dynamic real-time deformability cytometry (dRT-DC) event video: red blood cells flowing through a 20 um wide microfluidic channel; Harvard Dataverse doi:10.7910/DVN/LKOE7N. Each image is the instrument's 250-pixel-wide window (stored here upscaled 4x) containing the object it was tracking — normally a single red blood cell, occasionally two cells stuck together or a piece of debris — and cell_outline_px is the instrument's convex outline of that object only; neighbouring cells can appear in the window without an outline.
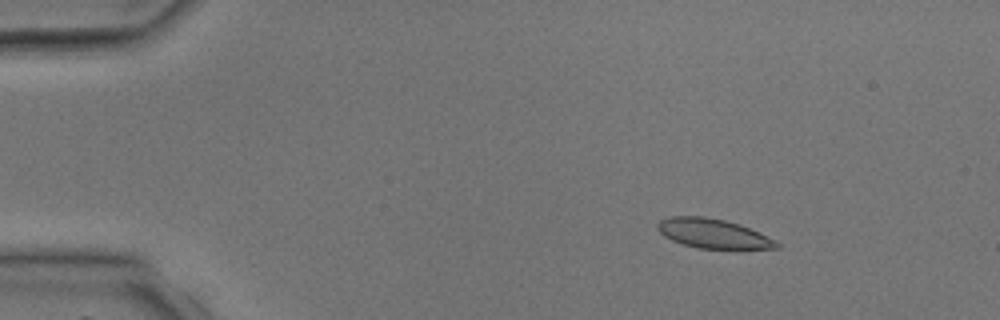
{"species": "common noctule bat (a hibernating species)", "species_latin": "Nyctalus noctula", "temperature_condition": "room temperature", "stored_images_in_passage": 4, "camera_frame_rate_fps": 3000, "um_per_image_px": 0.085, "animal": {"sex": "male", "body_mass_g": 17.9, "forearm_length_mm": 54.2}, "frame": {"image": 1, "passage_image": 2, "time_ms": 1.333, "image_size_px": [1000, 320], "cell_outline_px": [[780, 248], [700, 248], [684, 244], [672, 240], [664, 236], [656, 228], [656, 224], [660, 220], [668, 216], [704, 216], [724, 220], [760, 232], [776, 240], [780, 244]], "centroid_in_image_um": [60.58, 19.84], "position_along_channel_um": 24.4, "area_um2": 20.17}}
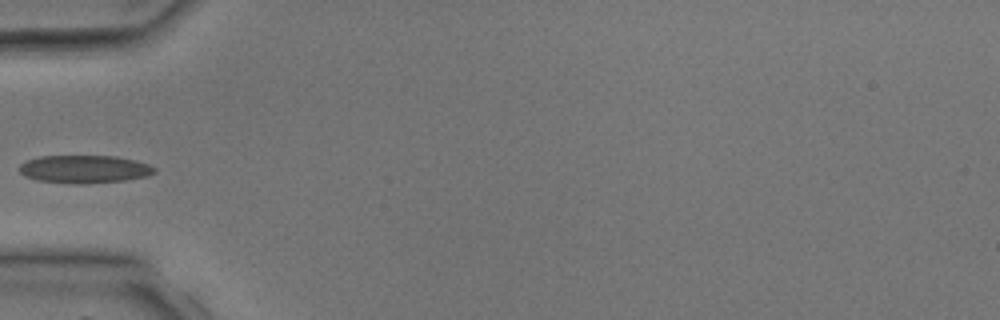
{"frame": {"image": 2, "passage_image": 4, "time_ms": 4.0, "image_size_px": [1000, 320], "cell_outline_px": [[156, 172], [148, 176], [124, 180], [80, 184], [76, 184], [40, 180], [24, 176], [20, 172], [20, 164], [24, 160], [40, 156], [116, 156], [136, 160], [148, 164], [156, 168]], "centroid_in_image_um": [7.18, 14.36], "position_along_channel_um": 77.8, "area_um2": 21.96}}